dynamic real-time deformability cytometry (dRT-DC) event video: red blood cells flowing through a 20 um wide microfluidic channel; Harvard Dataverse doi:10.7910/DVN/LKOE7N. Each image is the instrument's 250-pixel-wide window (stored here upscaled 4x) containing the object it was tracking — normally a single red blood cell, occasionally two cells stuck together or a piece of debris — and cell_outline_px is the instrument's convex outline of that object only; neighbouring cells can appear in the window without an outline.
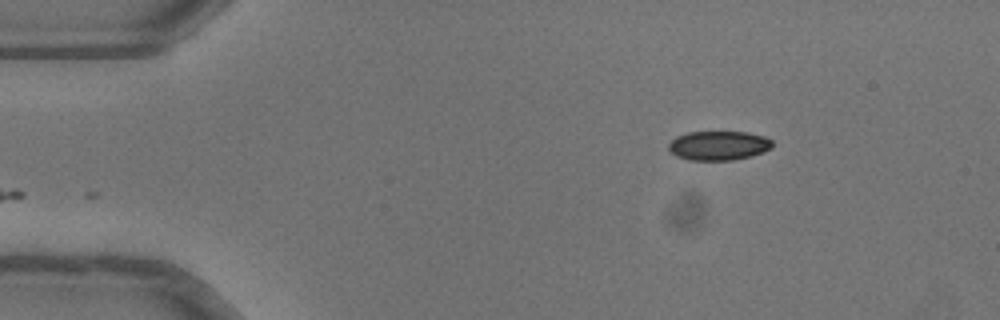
{"species": "common noctule bat (a hibernating species)", "species_latin": "Nyctalus noctula", "temperature_condition": "warm", "stored_images_in_passage": 28, "camera_frame_rate_fps": 3000, "um_per_image_px": 0.085, "animal": {"sex": "female"}, "frame": {"image": 1, "passage_image": 1, "time_ms": 0.0, "image_size_px": [1000, 320], "cell_outline_px": [[772, 148], [764, 152], [752, 156], [732, 160], [688, 160], [676, 156], [668, 148], [668, 144], [676, 136], [688, 132], [748, 132], [764, 136], [772, 140]], "centroid_in_image_um": [61.09, 12.37], "position_along_channel_um": 23.9, "area_um2": 17.8}}
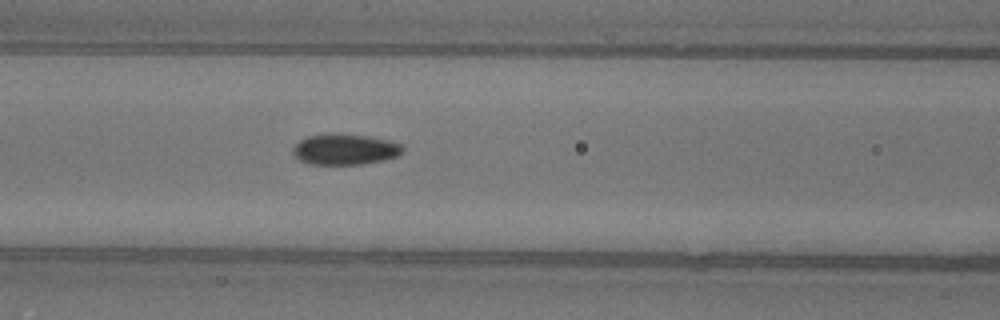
{"frame": {"image": 2, "passage_image": 15, "time_ms": 4.667, "image_size_px": [1000, 320], "cell_outline_px": [[404, 152], [396, 156], [384, 160], [360, 164], [312, 164], [300, 160], [292, 152], [292, 148], [300, 140], [308, 136], [368, 136], [388, 140], [400, 144], [404, 148]], "centroid_in_image_um": [29.35, 12.73], "position_along_channel_um": 137.2, "area_um2": 18.9}}
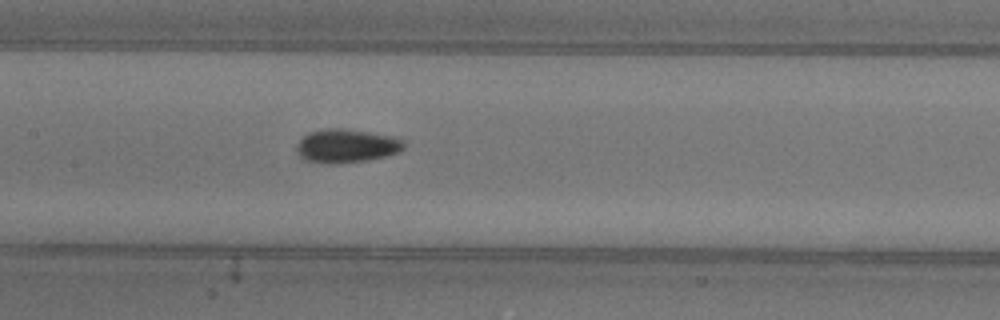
{"frame": {"image": 3, "passage_image": 18, "time_ms": 5.667, "image_size_px": [1000, 320], "cell_outline_px": [[404, 148], [400, 152], [368, 160], [336, 164], [324, 164], [304, 160], [296, 152], [296, 144], [308, 132], [324, 128], [340, 128], [396, 136], [404, 140]], "centroid_in_image_um": [29.43, 12.4], "position_along_channel_um": 178.0, "area_um2": 21.33}}